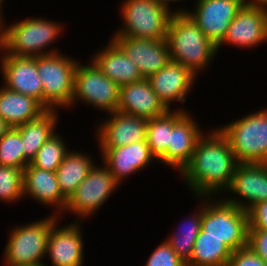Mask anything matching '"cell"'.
<instances>
[{
    "instance_id": "obj_11",
    "label": "cell",
    "mask_w": 267,
    "mask_h": 266,
    "mask_svg": "<svg viewBox=\"0 0 267 266\" xmlns=\"http://www.w3.org/2000/svg\"><path fill=\"white\" fill-rule=\"evenodd\" d=\"M225 193L234 195H222L226 202L245 211L267 201V163H239Z\"/></svg>"
},
{
    "instance_id": "obj_23",
    "label": "cell",
    "mask_w": 267,
    "mask_h": 266,
    "mask_svg": "<svg viewBox=\"0 0 267 266\" xmlns=\"http://www.w3.org/2000/svg\"><path fill=\"white\" fill-rule=\"evenodd\" d=\"M90 58L119 87L143 80V76L123 49L111 38Z\"/></svg>"
},
{
    "instance_id": "obj_37",
    "label": "cell",
    "mask_w": 267,
    "mask_h": 266,
    "mask_svg": "<svg viewBox=\"0 0 267 266\" xmlns=\"http://www.w3.org/2000/svg\"><path fill=\"white\" fill-rule=\"evenodd\" d=\"M244 5L267 10V0H244Z\"/></svg>"
},
{
    "instance_id": "obj_3",
    "label": "cell",
    "mask_w": 267,
    "mask_h": 266,
    "mask_svg": "<svg viewBox=\"0 0 267 266\" xmlns=\"http://www.w3.org/2000/svg\"><path fill=\"white\" fill-rule=\"evenodd\" d=\"M165 40L171 60L181 63L197 77L217 56V46L186 12L172 15Z\"/></svg>"
},
{
    "instance_id": "obj_14",
    "label": "cell",
    "mask_w": 267,
    "mask_h": 266,
    "mask_svg": "<svg viewBox=\"0 0 267 266\" xmlns=\"http://www.w3.org/2000/svg\"><path fill=\"white\" fill-rule=\"evenodd\" d=\"M267 42V10L243 5L231 21L222 42L223 45L238 48H255Z\"/></svg>"
},
{
    "instance_id": "obj_33",
    "label": "cell",
    "mask_w": 267,
    "mask_h": 266,
    "mask_svg": "<svg viewBox=\"0 0 267 266\" xmlns=\"http://www.w3.org/2000/svg\"><path fill=\"white\" fill-rule=\"evenodd\" d=\"M149 255L144 266H186V263L175 253L166 239Z\"/></svg>"
},
{
    "instance_id": "obj_25",
    "label": "cell",
    "mask_w": 267,
    "mask_h": 266,
    "mask_svg": "<svg viewBox=\"0 0 267 266\" xmlns=\"http://www.w3.org/2000/svg\"><path fill=\"white\" fill-rule=\"evenodd\" d=\"M59 109H47L39 117L16 126L23 141L24 159L29 164L38 149L57 131Z\"/></svg>"
},
{
    "instance_id": "obj_1",
    "label": "cell",
    "mask_w": 267,
    "mask_h": 266,
    "mask_svg": "<svg viewBox=\"0 0 267 266\" xmlns=\"http://www.w3.org/2000/svg\"><path fill=\"white\" fill-rule=\"evenodd\" d=\"M238 164L228 139L214 127L198 139L179 176L195 198L217 197L229 188Z\"/></svg>"
},
{
    "instance_id": "obj_35",
    "label": "cell",
    "mask_w": 267,
    "mask_h": 266,
    "mask_svg": "<svg viewBox=\"0 0 267 266\" xmlns=\"http://www.w3.org/2000/svg\"><path fill=\"white\" fill-rule=\"evenodd\" d=\"M248 246L267 263V230L248 229Z\"/></svg>"
},
{
    "instance_id": "obj_24",
    "label": "cell",
    "mask_w": 267,
    "mask_h": 266,
    "mask_svg": "<svg viewBox=\"0 0 267 266\" xmlns=\"http://www.w3.org/2000/svg\"><path fill=\"white\" fill-rule=\"evenodd\" d=\"M47 109L35 98L0 86V117L16 127L39 117Z\"/></svg>"
},
{
    "instance_id": "obj_19",
    "label": "cell",
    "mask_w": 267,
    "mask_h": 266,
    "mask_svg": "<svg viewBox=\"0 0 267 266\" xmlns=\"http://www.w3.org/2000/svg\"><path fill=\"white\" fill-rule=\"evenodd\" d=\"M111 38L137 65L145 79L157 73L172 61L165 39H138L127 36H111Z\"/></svg>"
},
{
    "instance_id": "obj_31",
    "label": "cell",
    "mask_w": 267,
    "mask_h": 266,
    "mask_svg": "<svg viewBox=\"0 0 267 266\" xmlns=\"http://www.w3.org/2000/svg\"><path fill=\"white\" fill-rule=\"evenodd\" d=\"M28 163L24 159L23 141L15 127L0 138V166L24 169Z\"/></svg>"
},
{
    "instance_id": "obj_28",
    "label": "cell",
    "mask_w": 267,
    "mask_h": 266,
    "mask_svg": "<svg viewBox=\"0 0 267 266\" xmlns=\"http://www.w3.org/2000/svg\"><path fill=\"white\" fill-rule=\"evenodd\" d=\"M232 252L222 240L203 237V231L200 230L186 266H227Z\"/></svg>"
},
{
    "instance_id": "obj_20",
    "label": "cell",
    "mask_w": 267,
    "mask_h": 266,
    "mask_svg": "<svg viewBox=\"0 0 267 266\" xmlns=\"http://www.w3.org/2000/svg\"><path fill=\"white\" fill-rule=\"evenodd\" d=\"M187 111L172 127L166 154L158 161L176 172H181L190 162L198 139L205 131Z\"/></svg>"
},
{
    "instance_id": "obj_18",
    "label": "cell",
    "mask_w": 267,
    "mask_h": 266,
    "mask_svg": "<svg viewBox=\"0 0 267 266\" xmlns=\"http://www.w3.org/2000/svg\"><path fill=\"white\" fill-rule=\"evenodd\" d=\"M196 77L181 63L171 61L147 80L163 105L168 110H173L174 102H186L187 95L196 83Z\"/></svg>"
},
{
    "instance_id": "obj_34",
    "label": "cell",
    "mask_w": 267,
    "mask_h": 266,
    "mask_svg": "<svg viewBox=\"0 0 267 266\" xmlns=\"http://www.w3.org/2000/svg\"><path fill=\"white\" fill-rule=\"evenodd\" d=\"M227 266H267V263L246 246L232 252Z\"/></svg>"
},
{
    "instance_id": "obj_9",
    "label": "cell",
    "mask_w": 267,
    "mask_h": 266,
    "mask_svg": "<svg viewBox=\"0 0 267 266\" xmlns=\"http://www.w3.org/2000/svg\"><path fill=\"white\" fill-rule=\"evenodd\" d=\"M89 61L88 65L77 64L71 107L81 101L108 114L117 111L120 87Z\"/></svg>"
},
{
    "instance_id": "obj_6",
    "label": "cell",
    "mask_w": 267,
    "mask_h": 266,
    "mask_svg": "<svg viewBox=\"0 0 267 266\" xmlns=\"http://www.w3.org/2000/svg\"><path fill=\"white\" fill-rule=\"evenodd\" d=\"M59 218L50 214L46 218L12 227L3 250V266H44L51 228Z\"/></svg>"
},
{
    "instance_id": "obj_38",
    "label": "cell",
    "mask_w": 267,
    "mask_h": 266,
    "mask_svg": "<svg viewBox=\"0 0 267 266\" xmlns=\"http://www.w3.org/2000/svg\"><path fill=\"white\" fill-rule=\"evenodd\" d=\"M9 126L1 117H0V138L3 137L9 130Z\"/></svg>"
},
{
    "instance_id": "obj_36",
    "label": "cell",
    "mask_w": 267,
    "mask_h": 266,
    "mask_svg": "<svg viewBox=\"0 0 267 266\" xmlns=\"http://www.w3.org/2000/svg\"><path fill=\"white\" fill-rule=\"evenodd\" d=\"M248 229L267 230V201L252 206L248 211Z\"/></svg>"
},
{
    "instance_id": "obj_13",
    "label": "cell",
    "mask_w": 267,
    "mask_h": 266,
    "mask_svg": "<svg viewBox=\"0 0 267 266\" xmlns=\"http://www.w3.org/2000/svg\"><path fill=\"white\" fill-rule=\"evenodd\" d=\"M60 219L52 225L45 257L50 260L51 266H84L82 221L61 226Z\"/></svg>"
},
{
    "instance_id": "obj_12",
    "label": "cell",
    "mask_w": 267,
    "mask_h": 266,
    "mask_svg": "<svg viewBox=\"0 0 267 266\" xmlns=\"http://www.w3.org/2000/svg\"><path fill=\"white\" fill-rule=\"evenodd\" d=\"M194 10L186 13L198 28L218 46L231 21L244 5V0H195Z\"/></svg>"
},
{
    "instance_id": "obj_32",
    "label": "cell",
    "mask_w": 267,
    "mask_h": 266,
    "mask_svg": "<svg viewBox=\"0 0 267 266\" xmlns=\"http://www.w3.org/2000/svg\"><path fill=\"white\" fill-rule=\"evenodd\" d=\"M23 198V170L0 166V201L19 202Z\"/></svg>"
},
{
    "instance_id": "obj_21",
    "label": "cell",
    "mask_w": 267,
    "mask_h": 266,
    "mask_svg": "<svg viewBox=\"0 0 267 266\" xmlns=\"http://www.w3.org/2000/svg\"><path fill=\"white\" fill-rule=\"evenodd\" d=\"M25 197L46 207L54 206L52 214L64 218L67 199L61 193L56 172L39 169L29 163L23 169V200Z\"/></svg>"
},
{
    "instance_id": "obj_40",
    "label": "cell",
    "mask_w": 267,
    "mask_h": 266,
    "mask_svg": "<svg viewBox=\"0 0 267 266\" xmlns=\"http://www.w3.org/2000/svg\"><path fill=\"white\" fill-rule=\"evenodd\" d=\"M3 1H4V0H0V16H2V15L4 16V14H3V13H4V12H3L4 9L2 10V8H3L2 5L5 4V3H4Z\"/></svg>"
},
{
    "instance_id": "obj_39",
    "label": "cell",
    "mask_w": 267,
    "mask_h": 266,
    "mask_svg": "<svg viewBox=\"0 0 267 266\" xmlns=\"http://www.w3.org/2000/svg\"><path fill=\"white\" fill-rule=\"evenodd\" d=\"M153 1L162 4V5L166 6L167 8L173 9V8L169 7L171 5L170 3L171 2L172 3H177V2H179L181 0H153Z\"/></svg>"
},
{
    "instance_id": "obj_5",
    "label": "cell",
    "mask_w": 267,
    "mask_h": 266,
    "mask_svg": "<svg viewBox=\"0 0 267 266\" xmlns=\"http://www.w3.org/2000/svg\"><path fill=\"white\" fill-rule=\"evenodd\" d=\"M219 198L203 197V237L218 238L232 251L248 246L247 211Z\"/></svg>"
},
{
    "instance_id": "obj_15",
    "label": "cell",
    "mask_w": 267,
    "mask_h": 266,
    "mask_svg": "<svg viewBox=\"0 0 267 266\" xmlns=\"http://www.w3.org/2000/svg\"><path fill=\"white\" fill-rule=\"evenodd\" d=\"M0 69L2 85L33 97L43 105V86L37 71V56L0 54Z\"/></svg>"
},
{
    "instance_id": "obj_29",
    "label": "cell",
    "mask_w": 267,
    "mask_h": 266,
    "mask_svg": "<svg viewBox=\"0 0 267 266\" xmlns=\"http://www.w3.org/2000/svg\"><path fill=\"white\" fill-rule=\"evenodd\" d=\"M200 199L199 208L189 218L184 219L180 226L173 230L171 235L165 238L171 245L175 253L186 263L193 251L194 243L201 230L202 214H203V197ZM178 228V229H177Z\"/></svg>"
},
{
    "instance_id": "obj_17",
    "label": "cell",
    "mask_w": 267,
    "mask_h": 266,
    "mask_svg": "<svg viewBox=\"0 0 267 266\" xmlns=\"http://www.w3.org/2000/svg\"><path fill=\"white\" fill-rule=\"evenodd\" d=\"M100 159L104 163L115 179L120 183L127 181L130 175L142 171L151 163L157 162L152 155L150 147L146 141L130 143L119 147H99Z\"/></svg>"
},
{
    "instance_id": "obj_27",
    "label": "cell",
    "mask_w": 267,
    "mask_h": 266,
    "mask_svg": "<svg viewBox=\"0 0 267 266\" xmlns=\"http://www.w3.org/2000/svg\"><path fill=\"white\" fill-rule=\"evenodd\" d=\"M168 110L160 117L151 118L147 123L146 142L152 155L159 161L167 152L173 125L187 112V109Z\"/></svg>"
},
{
    "instance_id": "obj_16",
    "label": "cell",
    "mask_w": 267,
    "mask_h": 266,
    "mask_svg": "<svg viewBox=\"0 0 267 266\" xmlns=\"http://www.w3.org/2000/svg\"><path fill=\"white\" fill-rule=\"evenodd\" d=\"M147 123V119L119 111L107 114V118L96 125L97 147H119L146 141Z\"/></svg>"
},
{
    "instance_id": "obj_4",
    "label": "cell",
    "mask_w": 267,
    "mask_h": 266,
    "mask_svg": "<svg viewBox=\"0 0 267 266\" xmlns=\"http://www.w3.org/2000/svg\"><path fill=\"white\" fill-rule=\"evenodd\" d=\"M119 6L123 22L113 36L138 39H166L170 19L174 13L186 12V8L172 10L153 0H123Z\"/></svg>"
},
{
    "instance_id": "obj_8",
    "label": "cell",
    "mask_w": 267,
    "mask_h": 266,
    "mask_svg": "<svg viewBox=\"0 0 267 266\" xmlns=\"http://www.w3.org/2000/svg\"><path fill=\"white\" fill-rule=\"evenodd\" d=\"M78 62L62 52L37 56V71L43 86V106L46 109L71 107Z\"/></svg>"
},
{
    "instance_id": "obj_26",
    "label": "cell",
    "mask_w": 267,
    "mask_h": 266,
    "mask_svg": "<svg viewBox=\"0 0 267 266\" xmlns=\"http://www.w3.org/2000/svg\"><path fill=\"white\" fill-rule=\"evenodd\" d=\"M80 151L69 150L56 169L61 193L67 200L96 164L90 154H84L82 150Z\"/></svg>"
},
{
    "instance_id": "obj_22",
    "label": "cell",
    "mask_w": 267,
    "mask_h": 266,
    "mask_svg": "<svg viewBox=\"0 0 267 266\" xmlns=\"http://www.w3.org/2000/svg\"><path fill=\"white\" fill-rule=\"evenodd\" d=\"M117 111L144 119L160 117L168 109L159 100L147 79L120 86Z\"/></svg>"
},
{
    "instance_id": "obj_10",
    "label": "cell",
    "mask_w": 267,
    "mask_h": 266,
    "mask_svg": "<svg viewBox=\"0 0 267 266\" xmlns=\"http://www.w3.org/2000/svg\"><path fill=\"white\" fill-rule=\"evenodd\" d=\"M120 186L104 163L101 166L95 164L67 200L64 213L75 214L78 219L73 221L86 220V217L94 215Z\"/></svg>"
},
{
    "instance_id": "obj_7",
    "label": "cell",
    "mask_w": 267,
    "mask_h": 266,
    "mask_svg": "<svg viewBox=\"0 0 267 266\" xmlns=\"http://www.w3.org/2000/svg\"><path fill=\"white\" fill-rule=\"evenodd\" d=\"M239 163H267V108L218 127Z\"/></svg>"
},
{
    "instance_id": "obj_30",
    "label": "cell",
    "mask_w": 267,
    "mask_h": 266,
    "mask_svg": "<svg viewBox=\"0 0 267 266\" xmlns=\"http://www.w3.org/2000/svg\"><path fill=\"white\" fill-rule=\"evenodd\" d=\"M58 131L51 136L37 151L30 162L33 167L56 172L66 153L70 150Z\"/></svg>"
},
{
    "instance_id": "obj_2",
    "label": "cell",
    "mask_w": 267,
    "mask_h": 266,
    "mask_svg": "<svg viewBox=\"0 0 267 266\" xmlns=\"http://www.w3.org/2000/svg\"><path fill=\"white\" fill-rule=\"evenodd\" d=\"M4 19L3 15L0 16L1 54L36 57L61 52L50 46L64 34L61 22L32 16L7 25Z\"/></svg>"
}]
</instances>
